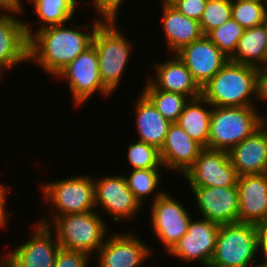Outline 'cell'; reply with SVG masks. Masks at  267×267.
I'll use <instances>...</instances> for the list:
<instances>
[{"label": "cell", "mask_w": 267, "mask_h": 267, "mask_svg": "<svg viewBox=\"0 0 267 267\" xmlns=\"http://www.w3.org/2000/svg\"><path fill=\"white\" fill-rule=\"evenodd\" d=\"M94 18L90 25H74L72 28L62 25H53L35 31L29 37L28 60L34 61L47 74L55 76L79 54L83 53L92 44V38L97 26L105 19ZM88 30L84 32L83 28ZM91 28V30H89Z\"/></svg>", "instance_id": "6da1fadb"}, {"label": "cell", "mask_w": 267, "mask_h": 267, "mask_svg": "<svg viewBox=\"0 0 267 267\" xmlns=\"http://www.w3.org/2000/svg\"><path fill=\"white\" fill-rule=\"evenodd\" d=\"M257 68L228 61L203 87L213 107L256 106Z\"/></svg>", "instance_id": "7a4b0ae2"}, {"label": "cell", "mask_w": 267, "mask_h": 267, "mask_svg": "<svg viewBox=\"0 0 267 267\" xmlns=\"http://www.w3.org/2000/svg\"><path fill=\"white\" fill-rule=\"evenodd\" d=\"M117 18H105L96 28L92 44L97 50L103 85L115 93L129 64L133 45L117 26Z\"/></svg>", "instance_id": "3957f363"}, {"label": "cell", "mask_w": 267, "mask_h": 267, "mask_svg": "<svg viewBox=\"0 0 267 267\" xmlns=\"http://www.w3.org/2000/svg\"><path fill=\"white\" fill-rule=\"evenodd\" d=\"M259 252L261 253V226L240 222L222 224L208 267H249L257 263Z\"/></svg>", "instance_id": "277c9868"}, {"label": "cell", "mask_w": 267, "mask_h": 267, "mask_svg": "<svg viewBox=\"0 0 267 267\" xmlns=\"http://www.w3.org/2000/svg\"><path fill=\"white\" fill-rule=\"evenodd\" d=\"M99 210L57 216L48 226L55 232L61 248L92 256L110 234Z\"/></svg>", "instance_id": "5b68a950"}, {"label": "cell", "mask_w": 267, "mask_h": 267, "mask_svg": "<svg viewBox=\"0 0 267 267\" xmlns=\"http://www.w3.org/2000/svg\"><path fill=\"white\" fill-rule=\"evenodd\" d=\"M43 199L53 207L50 217L40 223L49 225L57 216L84 213L96 210L93 176L74 175L40 184ZM54 212V213H53ZM52 216V217H51ZM51 219V220H49Z\"/></svg>", "instance_id": "8992f818"}, {"label": "cell", "mask_w": 267, "mask_h": 267, "mask_svg": "<svg viewBox=\"0 0 267 267\" xmlns=\"http://www.w3.org/2000/svg\"><path fill=\"white\" fill-rule=\"evenodd\" d=\"M261 127L256 106L213 107L209 149L230 151Z\"/></svg>", "instance_id": "52a82bcc"}, {"label": "cell", "mask_w": 267, "mask_h": 267, "mask_svg": "<svg viewBox=\"0 0 267 267\" xmlns=\"http://www.w3.org/2000/svg\"><path fill=\"white\" fill-rule=\"evenodd\" d=\"M69 83L75 107L84 105L95 93L108 97L112 93L103 85L99 73V59L93 44L65 66L56 76Z\"/></svg>", "instance_id": "ba28073f"}, {"label": "cell", "mask_w": 267, "mask_h": 267, "mask_svg": "<svg viewBox=\"0 0 267 267\" xmlns=\"http://www.w3.org/2000/svg\"><path fill=\"white\" fill-rule=\"evenodd\" d=\"M150 224L153 234L162 245L166 254L173 248L179 239L187 232L192 219L189 210L181 201L164 192L154 202L150 203Z\"/></svg>", "instance_id": "9c48e42d"}, {"label": "cell", "mask_w": 267, "mask_h": 267, "mask_svg": "<svg viewBox=\"0 0 267 267\" xmlns=\"http://www.w3.org/2000/svg\"><path fill=\"white\" fill-rule=\"evenodd\" d=\"M93 180L96 210L97 206L101 207V211L117 223L136 217L142 206L127 186L123 174L106 175L99 179L93 176Z\"/></svg>", "instance_id": "30bf717a"}, {"label": "cell", "mask_w": 267, "mask_h": 267, "mask_svg": "<svg viewBox=\"0 0 267 267\" xmlns=\"http://www.w3.org/2000/svg\"><path fill=\"white\" fill-rule=\"evenodd\" d=\"M191 188L236 187L238 175L228 151L204 148L183 175Z\"/></svg>", "instance_id": "8fae6325"}, {"label": "cell", "mask_w": 267, "mask_h": 267, "mask_svg": "<svg viewBox=\"0 0 267 267\" xmlns=\"http://www.w3.org/2000/svg\"><path fill=\"white\" fill-rule=\"evenodd\" d=\"M220 225L200 217L191 219L187 232L167 253L182 262H197L208 267L213 257Z\"/></svg>", "instance_id": "7c38bea8"}, {"label": "cell", "mask_w": 267, "mask_h": 267, "mask_svg": "<svg viewBox=\"0 0 267 267\" xmlns=\"http://www.w3.org/2000/svg\"><path fill=\"white\" fill-rule=\"evenodd\" d=\"M133 232H112L96 253L97 267H139L153 251Z\"/></svg>", "instance_id": "4fadbf2b"}, {"label": "cell", "mask_w": 267, "mask_h": 267, "mask_svg": "<svg viewBox=\"0 0 267 267\" xmlns=\"http://www.w3.org/2000/svg\"><path fill=\"white\" fill-rule=\"evenodd\" d=\"M23 5L24 3H22V9H0V72L2 74L22 62L29 63L26 20H22L20 15L24 9Z\"/></svg>", "instance_id": "5bb4252c"}, {"label": "cell", "mask_w": 267, "mask_h": 267, "mask_svg": "<svg viewBox=\"0 0 267 267\" xmlns=\"http://www.w3.org/2000/svg\"><path fill=\"white\" fill-rule=\"evenodd\" d=\"M32 227L35 230L30 239L17 245L13 251L9 250L14 267H54L60 249L55 232L48 225L36 221Z\"/></svg>", "instance_id": "9a60e30c"}, {"label": "cell", "mask_w": 267, "mask_h": 267, "mask_svg": "<svg viewBox=\"0 0 267 267\" xmlns=\"http://www.w3.org/2000/svg\"><path fill=\"white\" fill-rule=\"evenodd\" d=\"M201 217L219 225L239 222L237 187L191 188Z\"/></svg>", "instance_id": "2e32d148"}, {"label": "cell", "mask_w": 267, "mask_h": 267, "mask_svg": "<svg viewBox=\"0 0 267 267\" xmlns=\"http://www.w3.org/2000/svg\"><path fill=\"white\" fill-rule=\"evenodd\" d=\"M175 54L201 88L230 60L205 35Z\"/></svg>", "instance_id": "e0dca14e"}, {"label": "cell", "mask_w": 267, "mask_h": 267, "mask_svg": "<svg viewBox=\"0 0 267 267\" xmlns=\"http://www.w3.org/2000/svg\"><path fill=\"white\" fill-rule=\"evenodd\" d=\"M239 222L267 223V173L238 176Z\"/></svg>", "instance_id": "ac0fdd59"}, {"label": "cell", "mask_w": 267, "mask_h": 267, "mask_svg": "<svg viewBox=\"0 0 267 267\" xmlns=\"http://www.w3.org/2000/svg\"><path fill=\"white\" fill-rule=\"evenodd\" d=\"M203 149L204 147L189 137L177 122H173L160 149L161 161L166 169L184 175Z\"/></svg>", "instance_id": "d6986e66"}, {"label": "cell", "mask_w": 267, "mask_h": 267, "mask_svg": "<svg viewBox=\"0 0 267 267\" xmlns=\"http://www.w3.org/2000/svg\"><path fill=\"white\" fill-rule=\"evenodd\" d=\"M155 64V78H148V81L162 91L176 92L195 99L202 95V88L193 79L192 74L186 65L176 54Z\"/></svg>", "instance_id": "ffe728a7"}, {"label": "cell", "mask_w": 267, "mask_h": 267, "mask_svg": "<svg viewBox=\"0 0 267 267\" xmlns=\"http://www.w3.org/2000/svg\"><path fill=\"white\" fill-rule=\"evenodd\" d=\"M238 176L267 173V134L260 127L229 151Z\"/></svg>", "instance_id": "44dd1931"}, {"label": "cell", "mask_w": 267, "mask_h": 267, "mask_svg": "<svg viewBox=\"0 0 267 267\" xmlns=\"http://www.w3.org/2000/svg\"><path fill=\"white\" fill-rule=\"evenodd\" d=\"M139 96L133 102L137 140L153 145L160 150L165 142L171 122L156 109L142 92Z\"/></svg>", "instance_id": "7402d4cb"}, {"label": "cell", "mask_w": 267, "mask_h": 267, "mask_svg": "<svg viewBox=\"0 0 267 267\" xmlns=\"http://www.w3.org/2000/svg\"><path fill=\"white\" fill-rule=\"evenodd\" d=\"M161 23L170 55L204 36L199 21L188 18L172 5L162 4Z\"/></svg>", "instance_id": "603a6c76"}, {"label": "cell", "mask_w": 267, "mask_h": 267, "mask_svg": "<svg viewBox=\"0 0 267 267\" xmlns=\"http://www.w3.org/2000/svg\"><path fill=\"white\" fill-rule=\"evenodd\" d=\"M212 105L201 95L189 99L179 116L177 124L193 140L204 148H209V129Z\"/></svg>", "instance_id": "cb8c5ba5"}, {"label": "cell", "mask_w": 267, "mask_h": 267, "mask_svg": "<svg viewBox=\"0 0 267 267\" xmlns=\"http://www.w3.org/2000/svg\"><path fill=\"white\" fill-rule=\"evenodd\" d=\"M32 3L34 12L38 15V21L34 24H40L39 29H34L31 26L34 24L25 22L27 37L29 38L35 31L42 28L62 25L76 19L75 12L77 6L82 1L78 0H27ZM79 3V4H78ZM74 15V16H73ZM30 23V24H29Z\"/></svg>", "instance_id": "d4e9b609"}, {"label": "cell", "mask_w": 267, "mask_h": 267, "mask_svg": "<svg viewBox=\"0 0 267 267\" xmlns=\"http://www.w3.org/2000/svg\"><path fill=\"white\" fill-rule=\"evenodd\" d=\"M266 44L267 21L262 25L244 29L235 54L230 61L255 68L264 66L266 64Z\"/></svg>", "instance_id": "484cf974"}, {"label": "cell", "mask_w": 267, "mask_h": 267, "mask_svg": "<svg viewBox=\"0 0 267 267\" xmlns=\"http://www.w3.org/2000/svg\"><path fill=\"white\" fill-rule=\"evenodd\" d=\"M171 123L177 122L189 98L183 94L156 89L148 80L141 91Z\"/></svg>", "instance_id": "4316f807"}, {"label": "cell", "mask_w": 267, "mask_h": 267, "mask_svg": "<svg viewBox=\"0 0 267 267\" xmlns=\"http://www.w3.org/2000/svg\"><path fill=\"white\" fill-rule=\"evenodd\" d=\"M160 171V169H135L129 175L123 174L127 186L142 207L145 204L143 202L147 200L146 196L152 195L151 201L154 202L164 193L162 190L158 191V187L161 186L159 185L161 183Z\"/></svg>", "instance_id": "83f0119b"}, {"label": "cell", "mask_w": 267, "mask_h": 267, "mask_svg": "<svg viewBox=\"0 0 267 267\" xmlns=\"http://www.w3.org/2000/svg\"><path fill=\"white\" fill-rule=\"evenodd\" d=\"M244 28L234 19H230L221 26L212 29L205 36L212 41L221 52L231 59L236 51L238 41L242 37Z\"/></svg>", "instance_id": "f1b7e54d"}, {"label": "cell", "mask_w": 267, "mask_h": 267, "mask_svg": "<svg viewBox=\"0 0 267 267\" xmlns=\"http://www.w3.org/2000/svg\"><path fill=\"white\" fill-rule=\"evenodd\" d=\"M127 160L132 170L135 169H161L163 166L160 150L143 141H134L128 146Z\"/></svg>", "instance_id": "f546056e"}, {"label": "cell", "mask_w": 267, "mask_h": 267, "mask_svg": "<svg viewBox=\"0 0 267 267\" xmlns=\"http://www.w3.org/2000/svg\"><path fill=\"white\" fill-rule=\"evenodd\" d=\"M232 19L244 29H249L267 21V9L263 3L232 0Z\"/></svg>", "instance_id": "4dcf8cb0"}, {"label": "cell", "mask_w": 267, "mask_h": 267, "mask_svg": "<svg viewBox=\"0 0 267 267\" xmlns=\"http://www.w3.org/2000/svg\"><path fill=\"white\" fill-rule=\"evenodd\" d=\"M232 18V0H207L199 20L202 32L206 35Z\"/></svg>", "instance_id": "1f68e13d"}, {"label": "cell", "mask_w": 267, "mask_h": 267, "mask_svg": "<svg viewBox=\"0 0 267 267\" xmlns=\"http://www.w3.org/2000/svg\"><path fill=\"white\" fill-rule=\"evenodd\" d=\"M89 258L91 256L85 252L60 247L54 267H89Z\"/></svg>", "instance_id": "d6a6232c"}, {"label": "cell", "mask_w": 267, "mask_h": 267, "mask_svg": "<svg viewBox=\"0 0 267 267\" xmlns=\"http://www.w3.org/2000/svg\"><path fill=\"white\" fill-rule=\"evenodd\" d=\"M206 3L207 0H177L172 6L184 16L199 21Z\"/></svg>", "instance_id": "836d02e7"}, {"label": "cell", "mask_w": 267, "mask_h": 267, "mask_svg": "<svg viewBox=\"0 0 267 267\" xmlns=\"http://www.w3.org/2000/svg\"><path fill=\"white\" fill-rule=\"evenodd\" d=\"M95 6L96 14L102 15L105 18H118L119 9L125 0H91Z\"/></svg>", "instance_id": "e575fe53"}, {"label": "cell", "mask_w": 267, "mask_h": 267, "mask_svg": "<svg viewBox=\"0 0 267 267\" xmlns=\"http://www.w3.org/2000/svg\"><path fill=\"white\" fill-rule=\"evenodd\" d=\"M267 102V64L258 67L256 72V102Z\"/></svg>", "instance_id": "d590c367"}, {"label": "cell", "mask_w": 267, "mask_h": 267, "mask_svg": "<svg viewBox=\"0 0 267 267\" xmlns=\"http://www.w3.org/2000/svg\"><path fill=\"white\" fill-rule=\"evenodd\" d=\"M12 190L10 186L7 184H3L0 182V229L5 228V226L8 224V219L7 217V193L8 191Z\"/></svg>", "instance_id": "8d00e7d4"}, {"label": "cell", "mask_w": 267, "mask_h": 267, "mask_svg": "<svg viewBox=\"0 0 267 267\" xmlns=\"http://www.w3.org/2000/svg\"><path fill=\"white\" fill-rule=\"evenodd\" d=\"M261 256L267 261V223L261 227Z\"/></svg>", "instance_id": "74e56055"}, {"label": "cell", "mask_w": 267, "mask_h": 267, "mask_svg": "<svg viewBox=\"0 0 267 267\" xmlns=\"http://www.w3.org/2000/svg\"><path fill=\"white\" fill-rule=\"evenodd\" d=\"M21 0H0V9H22Z\"/></svg>", "instance_id": "f35d334b"}, {"label": "cell", "mask_w": 267, "mask_h": 267, "mask_svg": "<svg viewBox=\"0 0 267 267\" xmlns=\"http://www.w3.org/2000/svg\"><path fill=\"white\" fill-rule=\"evenodd\" d=\"M2 256V257H1ZM0 256V267H14L13 257L11 252Z\"/></svg>", "instance_id": "ab89813d"}, {"label": "cell", "mask_w": 267, "mask_h": 267, "mask_svg": "<svg viewBox=\"0 0 267 267\" xmlns=\"http://www.w3.org/2000/svg\"><path fill=\"white\" fill-rule=\"evenodd\" d=\"M265 113H261V128L266 132L267 134V109L264 111Z\"/></svg>", "instance_id": "60d3db41"}, {"label": "cell", "mask_w": 267, "mask_h": 267, "mask_svg": "<svg viewBox=\"0 0 267 267\" xmlns=\"http://www.w3.org/2000/svg\"><path fill=\"white\" fill-rule=\"evenodd\" d=\"M260 264H252L251 266L249 267H267V261L263 260V261H259ZM255 265V266H254Z\"/></svg>", "instance_id": "b9f144b4"}, {"label": "cell", "mask_w": 267, "mask_h": 267, "mask_svg": "<svg viewBox=\"0 0 267 267\" xmlns=\"http://www.w3.org/2000/svg\"><path fill=\"white\" fill-rule=\"evenodd\" d=\"M163 4L166 5H172L174 2H176L177 0H161Z\"/></svg>", "instance_id": "7bdbcfd3"}, {"label": "cell", "mask_w": 267, "mask_h": 267, "mask_svg": "<svg viewBox=\"0 0 267 267\" xmlns=\"http://www.w3.org/2000/svg\"><path fill=\"white\" fill-rule=\"evenodd\" d=\"M244 1H250V2H258L265 4V0H244Z\"/></svg>", "instance_id": "ee69618b"}, {"label": "cell", "mask_w": 267, "mask_h": 267, "mask_svg": "<svg viewBox=\"0 0 267 267\" xmlns=\"http://www.w3.org/2000/svg\"><path fill=\"white\" fill-rule=\"evenodd\" d=\"M265 51H266V64H267V44H266V49H265Z\"/></svg>", "instance_id": "f6af8a7d"}, {"label": "cell", "mask_w": 267, "mask_h": 267, "mask_svg": "<svg viewBox=\"0 0 267 267\" xmlns=\"http://www.w3.org/2000/svg\"><path fill=\"white\" fill-rule=\"evenodd\" d=\"M3 79V74L0 72V81H2V79ZM1 83V82H0Z\"/></svg>", "instance_id": "bcb514c9"}]
</instances>
